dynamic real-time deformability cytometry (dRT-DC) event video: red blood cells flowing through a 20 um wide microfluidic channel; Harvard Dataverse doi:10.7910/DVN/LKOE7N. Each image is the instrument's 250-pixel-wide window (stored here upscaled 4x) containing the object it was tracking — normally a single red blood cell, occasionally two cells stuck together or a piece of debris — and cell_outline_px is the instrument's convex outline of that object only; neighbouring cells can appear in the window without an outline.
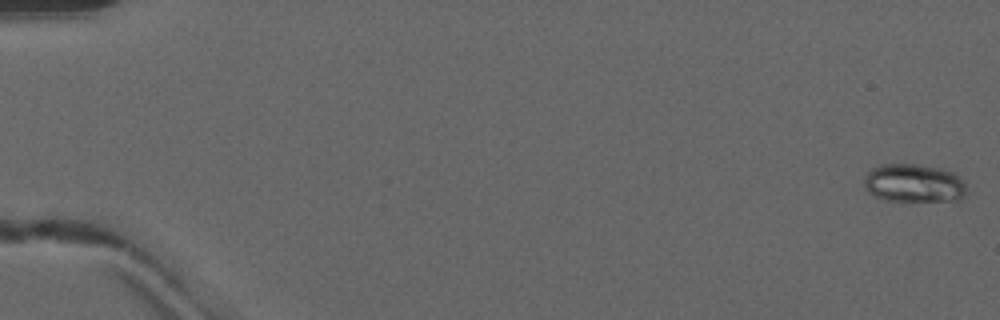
{"species": "common noctule bat (a hibernating species)", "species_latin": "Nyctalus noctula", "temperature_condition": "warm", "stored_images_in_passage": 51, "camera_frame_rate_fps": 3000, "um_per_image_px": 0.085, "animal": {"sex": "male", "forearm_length_mm": 52.5}, "frame": {"image": 1, "passage_image": 1, "time_ms": 0.0, "image_size_px": [1000, 320], "cell_outline_px": [[964, 196], [960, 200], [884, 200], [868, 192], [864, 188], [864, 176], [872, 168], [880, 164], [920, 164], [940, 168], [952, 172], [964, 180]], "centroid_in_image_um": [77.64, 15.55], "position_along_channel_um": 7.4, "area_um2": 22.77}}
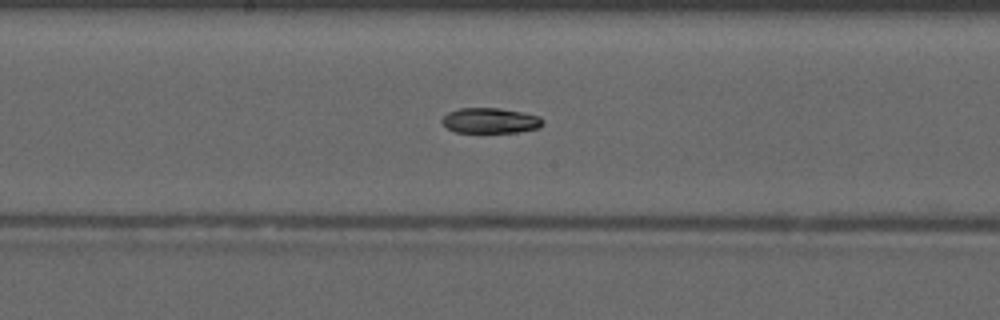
{"frame": {"image": 2, "passage_image": 28, "time_ms": 9.0, "image_size_px": [1000, 320], "cell_outline_px": [[544, 124], [540, 128], [520, 132], [456, 132], [448, 128], [440, 120], [448, 112], [460, 108], [500, 108], [524, 112], [540, 116], [544, 120]], "centroid_in_image_um": [41.73, 10.24], "position_along_channel_um": 206.5, "area_um2": 15.03}}
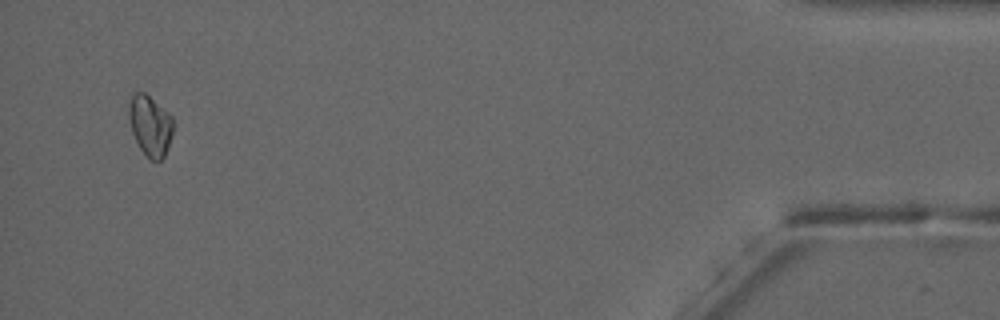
{"frame": {"image": 3, "passage_image": 49, "time_ms": 16.0, "image_size_px": [1000, 320], "cell_outline_px": [[176, 124], [168, 148], [164, 156], [160, 160], [148, 160], [140, 148], [132, 132], [128, 116], [128, 104], [132, 92], [144, 92], [168, 112], [172, 116]], "centroid_in_image_um": [12.78, 10.67], "position_along_channel_um": 422.4, "area_um2": 16.01}, "authors_computed_cell_mechanics": {"area_um2": 16.0106, "velocity_mm_per_s": 4.1484, "shape_relaxation_time_tau1_ms": null, "shape_relaxation_time_tau2_ms": 6.0528, "deformation_change_tau1": null, "deformation_change_tau2": 0.081}}